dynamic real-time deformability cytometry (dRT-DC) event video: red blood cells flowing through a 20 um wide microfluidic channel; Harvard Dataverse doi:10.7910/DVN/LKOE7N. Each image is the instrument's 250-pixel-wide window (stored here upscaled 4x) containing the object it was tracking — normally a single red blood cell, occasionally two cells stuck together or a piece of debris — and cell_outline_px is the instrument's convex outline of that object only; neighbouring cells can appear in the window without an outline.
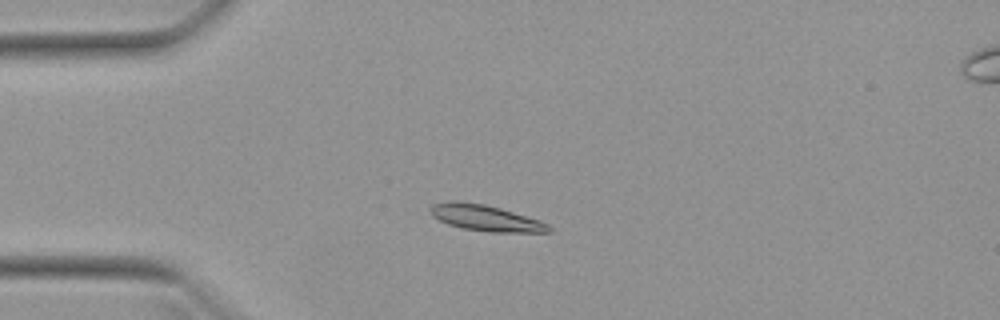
{"species": "Egyptian fruit bat (a non-hibernating species)", "species_latin": "Rousettus aegyptiacus", "temperature_condition": "warm", "stored_images_in_passage": 50, "camera_frame_rate_fps": 3000, "um_per_image_px": 0.085, "animal": {"sex": "female"}, "frame": {"image": 1, "passage_image": 11, "time_ms": 3.333, "image_size_px": [1000, 320], "cell_outline_px": [[552, 232], [492, 232], [464, 228], [448, 224], [432, 216], [432, 204], [448, 200], [456, 200], [484, 204], [500, 208], [540, 220], [548, 224], [552, 228]], "centroid_in_image_um": [41.3, 18.52], "position_along_channel_um": 43.7, "area_um2": 17.86}}
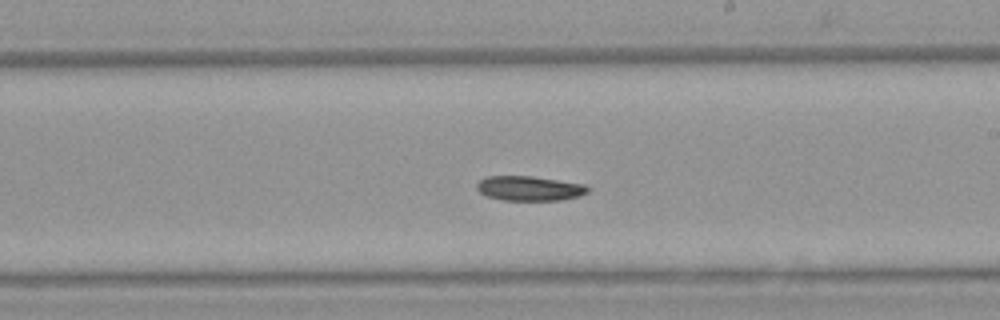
{"frame": {"image": 2, "passage_image": 28, "time_ms": 9.0, "image_size_px": [1000, 320], "cell_outline_px": [[588, 192], [580, 196], [560, 200], [504, 200], [488, 196], [480, 192], [476, 188], [476, 184], [480, 180], [488, 176], [532, 176], [584, 184], [588, 188]], "centroid_in_image_um": [45.0, 16.01], "position_along_channel_um": 244.0, "area_um2": 15.84}}
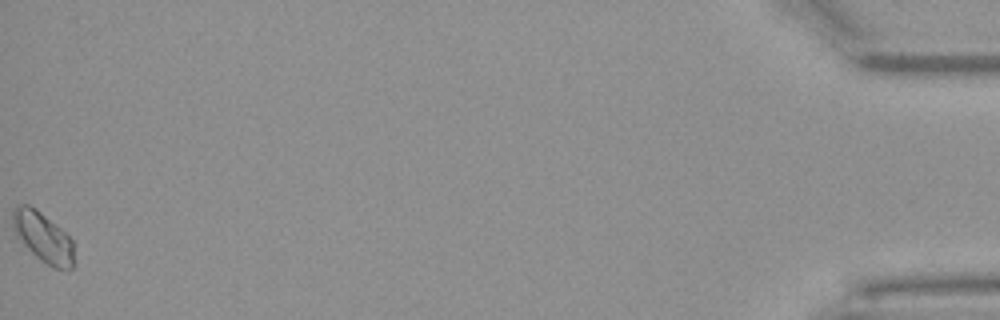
{"frame": {"image": 3, "passage_image": 50, "time_ms": 16.333, "image_size_px": [1000, 320], "cell_outline_px": [[76, 264], [72, 268], [56, 268], [40, 260], [24, 244], [12, 228], [12, 208], [16, 204], [28, 204], [36, 208], [56, 224], [72, 240]], "centroid_in_image_um": [3.66, 20.13], "position_along_channel_um": 431.5, "area_um2": 17.92}, "authors_computed_cell_mechanics": {"area_um2": 16.3574, "velocity_mm_per_s": 3.9279, "shape_relaxation_time_tau1_ms": 1.7264, "shape_relaxation_time_tau2_ms": null, "deformation_change_tau1": 0.0924, "deformation_change_tau2": null}}